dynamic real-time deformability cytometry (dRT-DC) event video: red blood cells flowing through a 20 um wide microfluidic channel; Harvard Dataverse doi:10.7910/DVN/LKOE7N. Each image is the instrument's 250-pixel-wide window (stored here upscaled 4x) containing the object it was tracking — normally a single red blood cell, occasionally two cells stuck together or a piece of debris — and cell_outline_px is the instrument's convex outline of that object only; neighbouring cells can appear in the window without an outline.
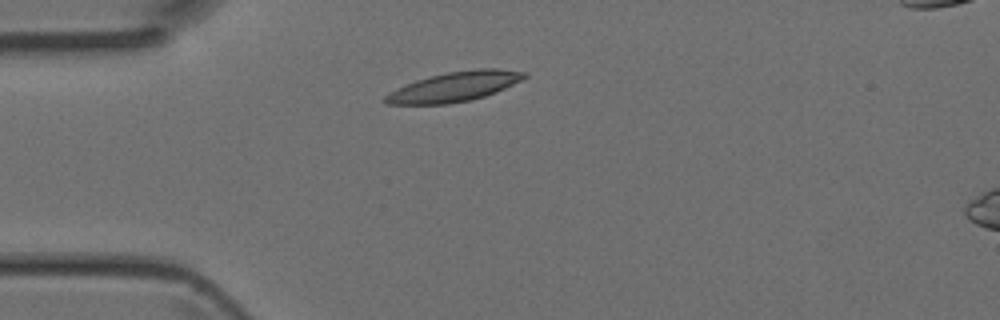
{"species": "Egyptian fruit bat (a non-hibernating species)", "species_latin": "Rousettus aegyptiacus", "temperature_condition": "room temperature", "stored_images_in_passage": 1, "camera_frame_rate_fps": 3000, "um_per_image_px": 0.085, "animal": {"sex": "female"}, "frame": {"image": 1, "passage_image": 1, "time_ms": 0.0, "image_size_px": [1000, 320], "cell_outline_px": [[528, 76], [496, 92], [472, 100], [448, 104], [384, 104], [380, 100], [388, 92], [396, 88], [416, 80], [448, 72], [476, 68], [496, 68], [528, 72]], "centroid_in_image_um": [38.59, 7.37], "position_along_channel_um": 46.4, "area_um2": 24.16}}